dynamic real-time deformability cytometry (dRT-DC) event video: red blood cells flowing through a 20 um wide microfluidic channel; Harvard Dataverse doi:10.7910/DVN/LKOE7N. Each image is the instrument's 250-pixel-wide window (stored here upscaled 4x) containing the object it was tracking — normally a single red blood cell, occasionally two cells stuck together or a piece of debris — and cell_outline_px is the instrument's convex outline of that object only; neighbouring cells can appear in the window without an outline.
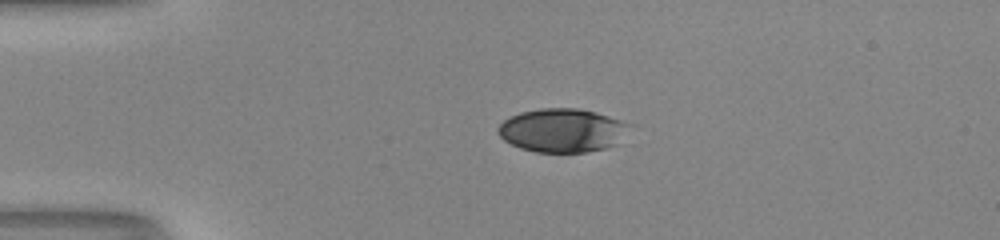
{"species": "human", "species_latin": "Homo sapiens", "temperature_condition": "room temperature", "stored_images_in_passage": 40, "camera_frame_rate_fps": 3000, "um_per_image_px": 0.085, "donor": {"sex": "male"}, "frame": {"image": 1, "passage_image": 1, "time_ms": 0.0, "image_size_px": [1000, 240], "cell_outline_px": [[632, 124], [616, 144], [608, 148], [588, 152], [536, 152], [520, 148], [504, 140], [496, 132], [496, 128], [504, 120], [520, 112], [540, 108], [576, 108], [596, 112]], "centroid_in_image_um": [47.77, 11.08], "position_along_channel_um": 37.2, "area_um2": 33.41}}
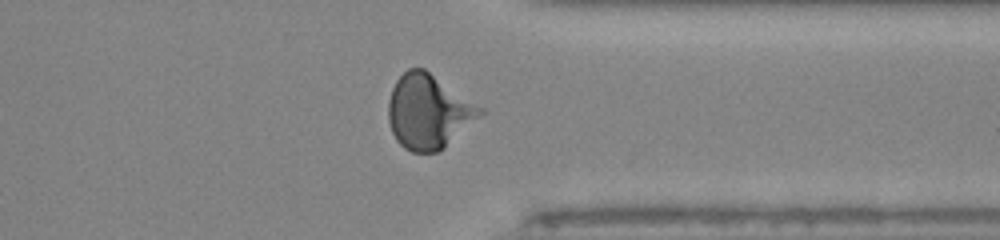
{"frame": {"image": 2, "passage_image": 29, "time_ms": 9.333, "image_size_px": [1000, 240], "cell_outline_px": [[484, 112], [480, 116], [444, 148], [436, 152], [412, 152], [404, 148], [396, 140], [392, 132], [388, 120], [388, 100], [392, 88], [396, 80], [408, 68], [424, 68], [484, 108]], "centroid_in_image_um": [36.4, 9.48], "position_along_channel_um": 375.0, "area_um2": 39.65}}
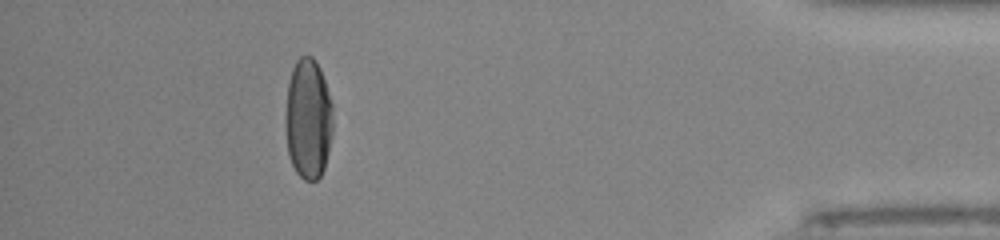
{"frame": {"image": 3, "passage_image": 35, "time_ms": 11.333, "image_size_px": [1000, 240], "cell_outline_px": [[332, 132], [328, 152], [324, 168], [320, 176], [316, 180], [304, 180], [296, 172], [288, 156], [288, 84], [292, 68], [296, 60], [300, 56], [312, 56], [316, 60], [320, 68], [332, 104]], "centroid_in_image_um": [26.23, 10.09], "position_along_channel_um": 409.0, "area_um2": 32.54}, "authors_computed_cell_mechanics": {"area_um2": 36.5007, "velocity_mm_per_s": 4.1346, "shape_relaxation_time_tau1_ms": 9.4381, "shape_relaxation_time_tau2_ms": null, "deformation_change_tau1": 0.3364, "deformation_change_tau2": null}}